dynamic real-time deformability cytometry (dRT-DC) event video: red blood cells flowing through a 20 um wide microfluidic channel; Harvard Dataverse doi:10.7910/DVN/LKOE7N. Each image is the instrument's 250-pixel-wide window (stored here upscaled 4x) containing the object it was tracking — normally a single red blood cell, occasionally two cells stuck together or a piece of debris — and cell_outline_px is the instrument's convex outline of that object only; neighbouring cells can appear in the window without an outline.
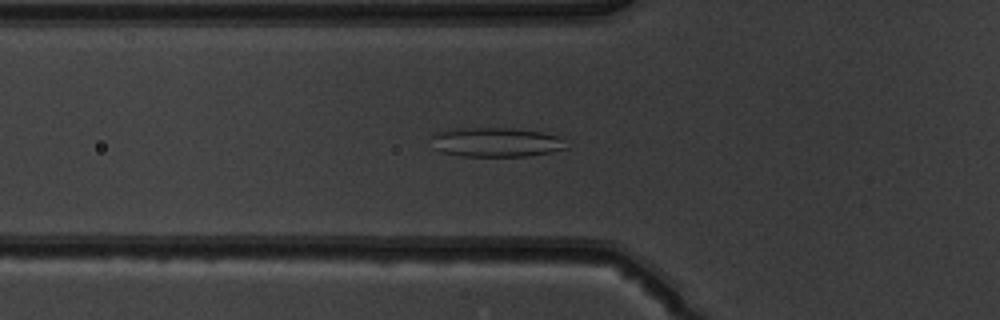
{"species": "common noctule bat (a hibernating species)", "species_latin": "Nyctalus noctula", "temperature_condition": "warm", "stored_images_in_passage": 51, "camera_frame_rate_fps": 3000, "um_per_image_px": 0.085, "animal": {"sex": "male", "body_mass_g": 19.5, "forearm_length_mm": 54.6}, "frame": {"image": 1, "passage_image": 19, "time_ms": 6.0, "image_size_px": [1000, 320], "cell_outline_px": [[568, 148], [552, 152], [524, 156], [460, 156], [440, 152], [436, 148], [432, 136], [456, 128], [512, 128], [540, 132], [556, 136]], "centroid_in_image_um": [42.17, 12.1], "position_along_channel_um": 83.6, "area_um2": 22.54}}
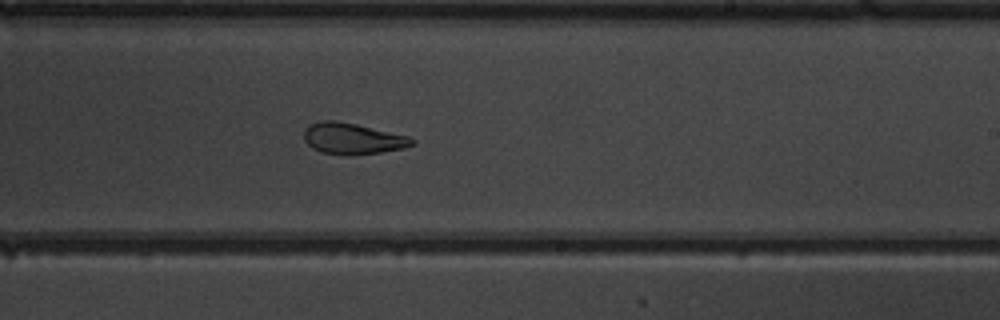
{"frame": {"image": 2, "passage_image": 32, "time_ms": 10.333, "image_size_px": [1000, 320], "cell_outline_px": [[416, 144], [404, 148], [380, 152], [324, 152], [312, 148], [304, 140], [304, 128], [308, 124], [320, 120], [336, 120], [356, 124], [408, 136], [416, 140]], "centroid_in_image_um": [29.96, 11.72], "position_along_channel_um": 259.0, "area_um2": 18.96}}
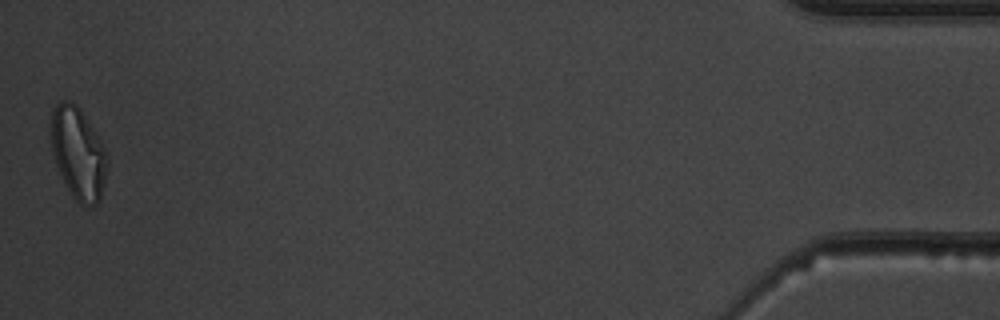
{"frame": {"image": 3, "passage_image": 51, "time_ms": 16.667, "image_size_px": [1000, 320], "cell_outline_px": [[108, 168], [100, 200], [96, 204], [88, 208], [80, 204], [72, 196], [56, 164], [52, 152], [52, 112], [56, 104], [60, 100], [68, 100], [76, 104], [80, 108], [104, 148], [108, 156]], "centroid_in_image_um": [6.67, 13.06], "position_along_channel_um": 428.5, "area_um2": 29.82}, "authors_computed_cell_mechanics": {"area_um2": 24.9118, "velocity_mm_per_s": 4.0524, "shape_relaxation_time_tau1_ms": null, "shape_relaxation_time_tau2_ms": 3.1771, "deformation_change_tau1": null, "deformation_change_tau2": 0.1058}}